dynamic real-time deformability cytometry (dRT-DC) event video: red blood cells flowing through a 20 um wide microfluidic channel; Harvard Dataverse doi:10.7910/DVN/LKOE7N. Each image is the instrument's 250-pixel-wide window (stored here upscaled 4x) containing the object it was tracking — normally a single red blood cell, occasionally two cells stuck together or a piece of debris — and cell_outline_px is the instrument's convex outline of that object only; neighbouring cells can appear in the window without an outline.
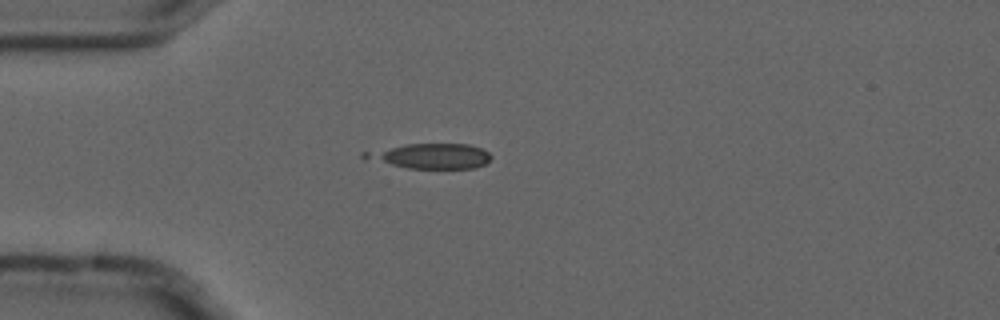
{"species": "common noctule bat (a hibernating species)", "species_latin": "Nyctalus noctula", "temperature_condition": "cold", "stored_images_in_passage": 4, "camera_frame_rate_fps": 3000, "um_per_image_px": 0.085, "animal": {"sex": "male", "forearm_length_mm": 52.5}, "frame": {"image": 1, "passage_image": 1, "time_ms": 0.0, "image_size_px": [1000, 320], "cell_outline_px": [[492, 156], [484, 164], [476, 168], [408, 168], [364, 160], [360, 156], [360, 152], [408, 144], [468, 144], [480, 148], [488, 152]], "centroid_in_image_um": [36.51, 13.27], "position_along_channel_um": 48.5, "area_um2": 18.55}}
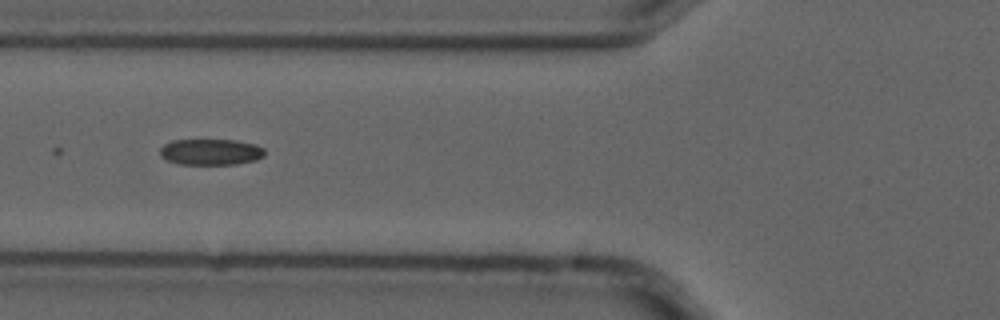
{"frame": {"image": 2, "passage_image": 3, "time_ms": 0.667, "image_size_px": [1000, 320], "cell_outline_px": [[264, 156], [256, 160], [236, 164], [180, 164], [168, 160], [160, 156], [160, 148], [164, 144], [172, 140], [236, 140], [256, 144], [264, 148]], "centroid_in_image_um": [17.93, 12.91], "position_along_channel_um": 107.9, "area_um2": 15.95}}
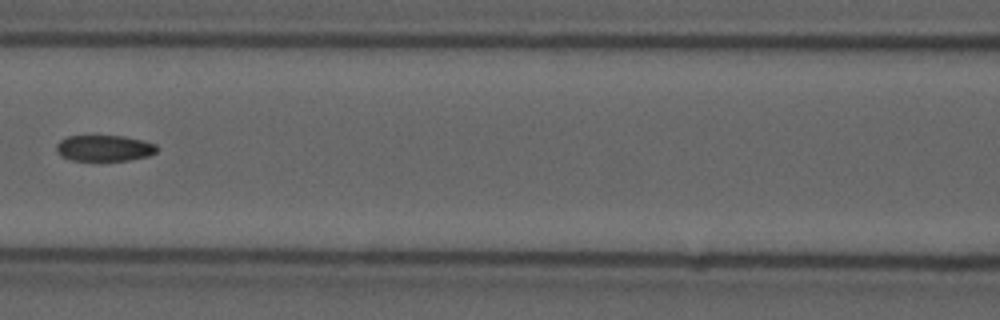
{"frame": {"image": 3, "passage_image": 4, "time_ms": 1.0, "image_size_px": [1000, 320], "cell_outline_px": [[156, 152], [148, 156], [128, 160], [72, 160], [60, 156], [56, 152], [56, 144], [60, 140], [68, 136], [124, 136], [144, 140], [156, 144]], "centroid_in_image_um": [8.85, 12.59], "position_along_channel_um": 157.8, "area_um2": 15.26}}